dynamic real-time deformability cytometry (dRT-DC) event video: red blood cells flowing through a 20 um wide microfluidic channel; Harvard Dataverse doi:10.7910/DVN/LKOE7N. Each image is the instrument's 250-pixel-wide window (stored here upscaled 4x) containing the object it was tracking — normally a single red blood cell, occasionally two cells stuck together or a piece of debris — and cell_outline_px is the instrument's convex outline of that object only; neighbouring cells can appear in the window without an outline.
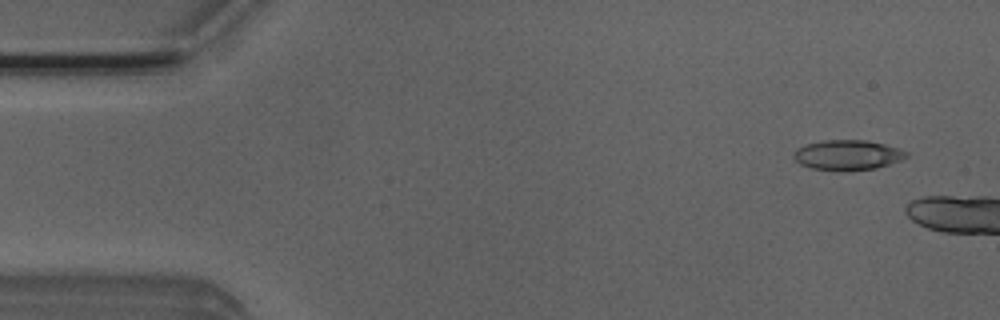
{"species": "Egyptian fruit bat (a non-hibernating species)", "species_latin": "Rousettus aegyptiacus", "temperature_condition": "room temperature", "stored_images_in_passage": 7, "camera_frame_rate_fps": 3000, "um_per_image_px": 0.085, "animal": {"sex": "male"}, "frame": {"image": 1, "passage_image": 3, "time_ms": 0.667, "image_size_px": [1000, 320], "cell_outline_px": [[908, 156], [900, 160], [876, 168], [848, 172], [812, 168], [800, 164], [792, 156], [792, 152], [796, 148], [808, 144], [824, 140], [864, 140], [884, 144], [908, 152]], "centroid_in_image_um": [72.01, 13.19], "position_along_channel_um": 13.0, "area_um2": 19.77}}